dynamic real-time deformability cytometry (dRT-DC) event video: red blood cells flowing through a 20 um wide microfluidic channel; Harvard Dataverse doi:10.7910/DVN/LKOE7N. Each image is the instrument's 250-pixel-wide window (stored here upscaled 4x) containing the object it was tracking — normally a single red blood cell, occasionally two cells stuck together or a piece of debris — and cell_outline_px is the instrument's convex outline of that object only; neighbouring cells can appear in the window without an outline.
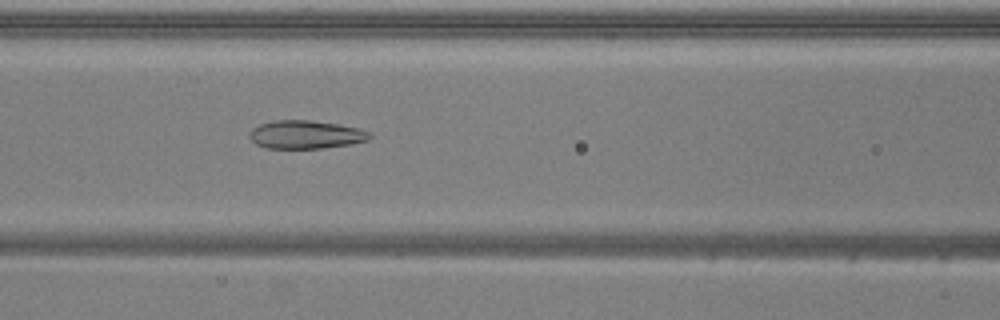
{"species": "common noctule bat (a hibernating species)", "species_latin": "Nyctalus noctula", "temperature_condition": "warm", "stored_images_in_passage": 51, "camera_frame_rate_fps": 3000, "um_per_image_px": 0.085, "animal": {"sex": "male", "body_mass_g": 20.5, "forearm_length_mm": 52.5}, "frame": {"image": 1, "passage_image": 21, "time_ms": 6.667, "image_size_px": [1000, 320], "cell_outline_px": [[372, 136], [368, 140], [352, 144], [324, 148], [264, 148], [256, 144], [248, 136], [252, 128], [260, 124], [276, 120], [308, 120], [336, 124], [360, 128], [372, 132]], "centroid_in_image_um": [26.01, 11.44], "position_along_channel_um": 140.6, "area_um2": 19.88}}
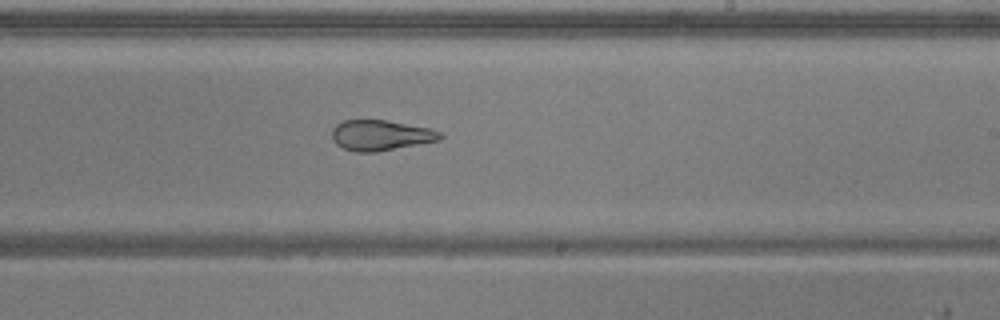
{"frame": {"image": 2, "passage_image": 30, "time_ms": 9.667, "image_size_px": [1000, 320], "cell_outline_px": [[444, 136], [440, 140], [376, 152], [356, 152], [344, 148], [336, 144], [332, 140], [332, 128], [336, 124], [344, 120], [384, 120], [428, 128], [440, 132]], "centroid_in_image_um": [32.33, 11.5], "position_along_channel_um": 256.7, "area_um2": 19.07}}
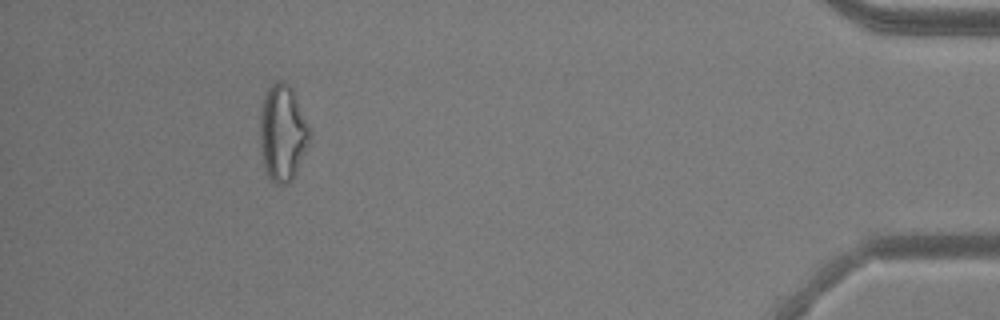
{"frame": {"image": 3, "passage_image": 47, "time_ms": 15.333, "image_size_px": [1000, 320], "cell_outline_px": [[308, 144], [296, 172], [292, 180], [288, 184], [276, 184], [268, 176], [264, 168], [260, 148], [260, 112], [264, 96], [268, 88], [276, 80], [280, 80], [288, 84], [292, 88], [308, 124]], "centroid_in_image_um": [23.99, 11.3], "position_along_channel_um": 411.2, "area_um2": 27.63}, "authors_computed_cell_mechanics": {"area_um2": 24.9696, "velocity_mm_per_s": 3.8869, "shape_relaxation_time_tau1_ms": null, "shape_relaxation_time_tau2_ms": 1.8213, "deformation_change_tau1": null, "deformation_change_tau2": 0.0993}}